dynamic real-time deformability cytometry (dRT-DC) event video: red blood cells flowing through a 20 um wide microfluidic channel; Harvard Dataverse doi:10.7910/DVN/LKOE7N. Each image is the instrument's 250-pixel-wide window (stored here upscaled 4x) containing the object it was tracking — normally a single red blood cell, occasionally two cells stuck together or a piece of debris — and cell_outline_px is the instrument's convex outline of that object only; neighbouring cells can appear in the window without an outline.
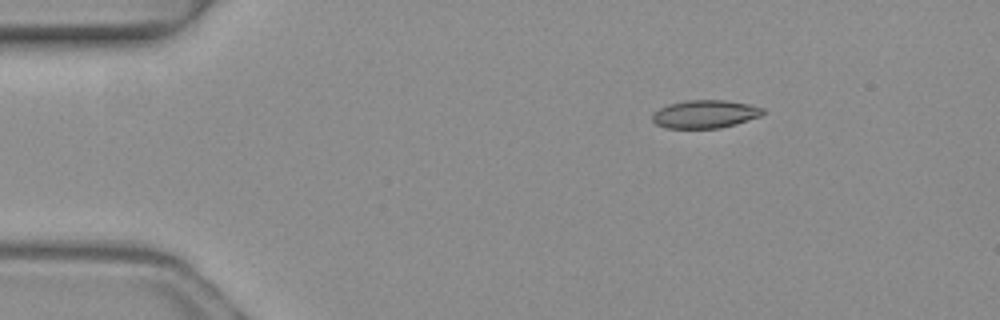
{"species": "common noctule bat (a hibernating species)", "species_latin": "Nyctalus noctula", "temperature_condition": "warm", "stored_images_in_passage": 5, "camera_frame_rate_fps": 3000, "um_per_image_px": 0.085, "animal": {"sex": "female", "body_mass_g": 19.3, "forearm_length_mm": 54.1}, "frame": {"image": 1, "passage_image": 3, "time_ms": 0.667, "image_size_px": [1000, 320], "cell_outline_px": [[764, 112], [760, 116], [736, 124], [720, 128], [664, 128], [656, 124], [652, 120], [652, 112], [668, 104], [688, 100], [728, 100], [748, 104], [764, 108]], "centroid_in_image_um": [59.91, 9.7], "position_along_channel_um": 25.1, "area_um2": 18.15}}
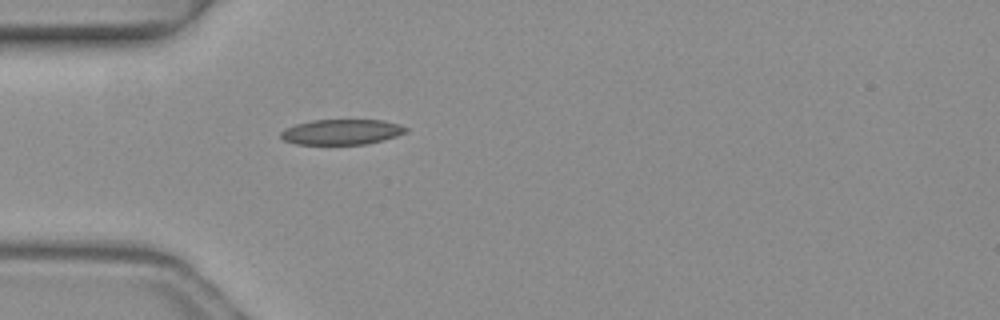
{"frame": {"image": 2, "passage_image": 5, "time_ms": 1.333, "image_size_px": [1000, 320], "cell_outline_px": [[408, 132], [396, 136], [364, 144], [296, 144], [284, 140], [280, 136], [280, 132], [284, 128], [296, 124], [312, 120], [384, 120], [400, 124], [408, 128]], "centroid_in_image_um": [29.03, 11.2], "position_along_channel_um": 56.0, "area_um2": 18.44}}